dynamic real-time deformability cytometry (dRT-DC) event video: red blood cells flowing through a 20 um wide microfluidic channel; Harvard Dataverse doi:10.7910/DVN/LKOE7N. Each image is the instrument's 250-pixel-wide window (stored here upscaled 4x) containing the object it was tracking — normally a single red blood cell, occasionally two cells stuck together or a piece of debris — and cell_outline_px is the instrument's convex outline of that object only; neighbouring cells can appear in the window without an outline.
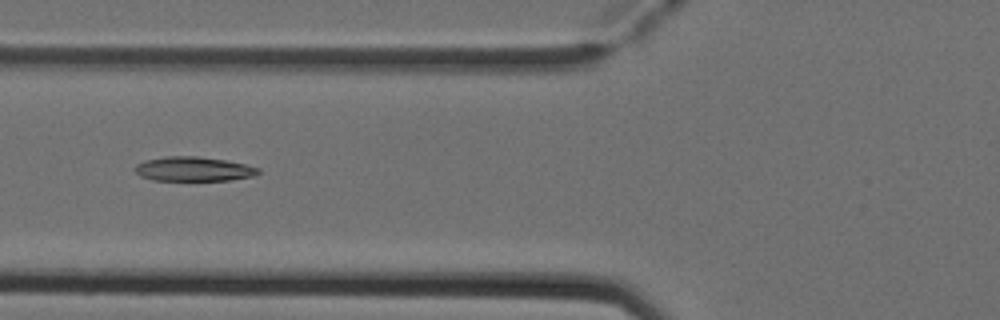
{"species": "Egyptian fruit bat (a non-hibernating species)", "species_latin": "Rousettus aegyptiacus", "temperature_condition": "cold", "stored_images_in_passage": 6, "camera_frame_rate_fps": 3000, "um_per_image_px": 0.085, "animal": {"sex": "female"}, "frame": {"image": 1, "passage_image": 3, "time_ms": 0.667, "image_size_px": [1000, 320], "cell_outline_px": [[260, 172], [256, 176], [228, 180], [152, 180], [140, 176], [132, 168], [136, 164], [144, 160], [164, 156], [196, 156], [224, 160], [244, 164], [260, 168]], "centroid_in_image_um": [16.42, 14.36], "position_along_channel_um": 109.4, "area_um2": 17.63}}
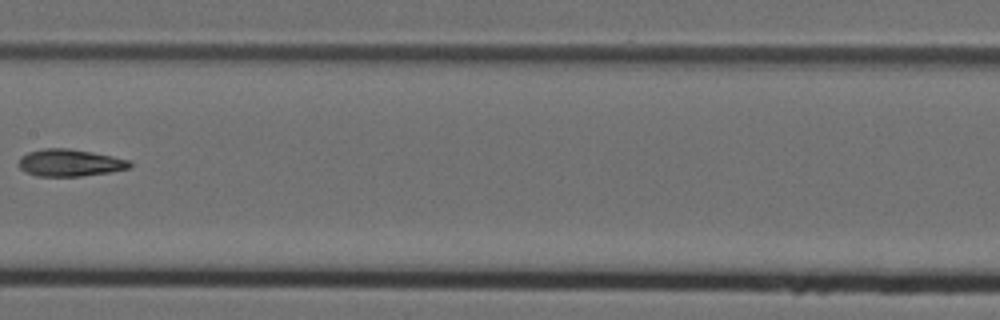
{"frame": {"image": 2, "passage_image": 5, "time_ms": 1.333, "image_size_px": [1000, 320], "cell_outline_px": [[132, 168], [112, 172], [80, 176], [36, 176], [24, 172], [16, 164], [20, 156], [28, 152], [44, 148], [68, 148], [92, 152], [112, 156], [128, 160], [132, 164]], "centroid_in_image_um": [5.9, 13.84], "position_along_channel_um": 201.5, "area_um2": 17.8}}
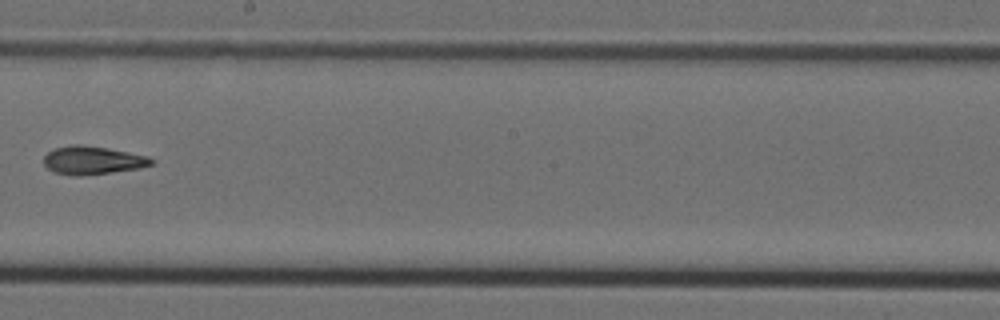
{"frame": {"image": 3, "passage_image": 6, "time_ms": 1.667, "image_size_px": [1000, 320], "cell_outline_px": [[156, 160], [152, 164], [140, 168], [112, 172], [80, 176], [76, 176], [56, 172], [48, 168], [44, 164], [44, 156], [48, 152], [56, 148], [72, 144], [80, 144], [108, 148], [148, 156]], "centroid_in_image_um": [7.89, 13.62], "position_along_channel_um": 240.3, "area_um2": 17.63}}